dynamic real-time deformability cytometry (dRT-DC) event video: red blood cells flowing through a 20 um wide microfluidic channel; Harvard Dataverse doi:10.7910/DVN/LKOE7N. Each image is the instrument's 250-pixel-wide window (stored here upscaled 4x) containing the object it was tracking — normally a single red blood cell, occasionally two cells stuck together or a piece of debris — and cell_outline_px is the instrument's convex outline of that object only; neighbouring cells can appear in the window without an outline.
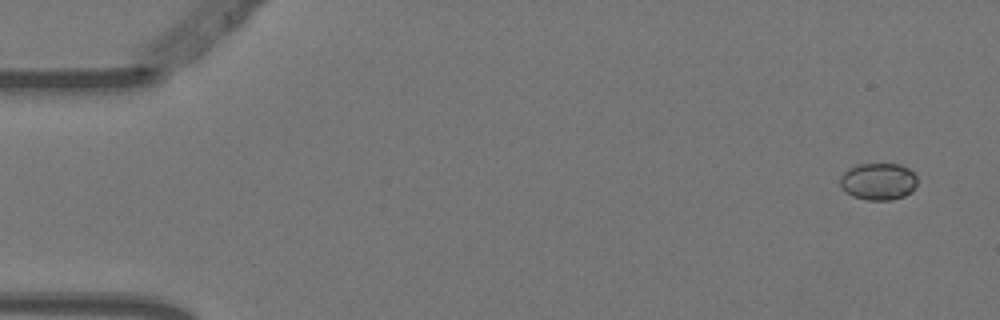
{"species": "Egyptian fruit bat (a non-hibernating species)", "species_latin": "Rousettus aegyptiacus", "temperature_condition": "warm", "stored_images_in_passage": 8, "camera_frame_rate_fps": 3000, "um_per_image_px": 0.085, "animal": {"sex": "female"}, "frame": {"image": 1, "passage_image": 1, "time_ms": 0.0, "image_size_px": [1000, 320], "cell_outline_px": [[916, 184], [912, 192], [904, 196], [892, 200], [868, 200], [852, 196], [840, 188], [840, 176], [848, 168], [860, 164], [900, 164], [908, 168], [916, 176]], "centroid_in_image_um": [74.64, 15.43], "position_along_channel_um": 10.4, "area_um2": 16.76}}
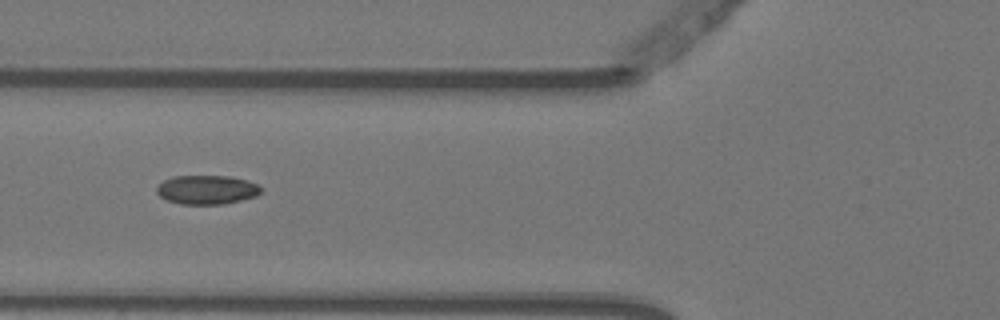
{"frame": {"image": 2, "passage_image": 6, "time_ms": 1.667, "image_size_px": [1000, 320], "cell_outline_px": [[260, 192], [256, 196], [224, 204], [180, 204], [168, 200], [160, 196], [156, 192], [156, 188], [164, 180], [172, 176], [232, 176], [248, 180], [256, 184], [260, 188]], "centroid_in_image_um": [17.57, 16.12], "position_along_channel_um": 108.2, "area_um2": 17.57}}
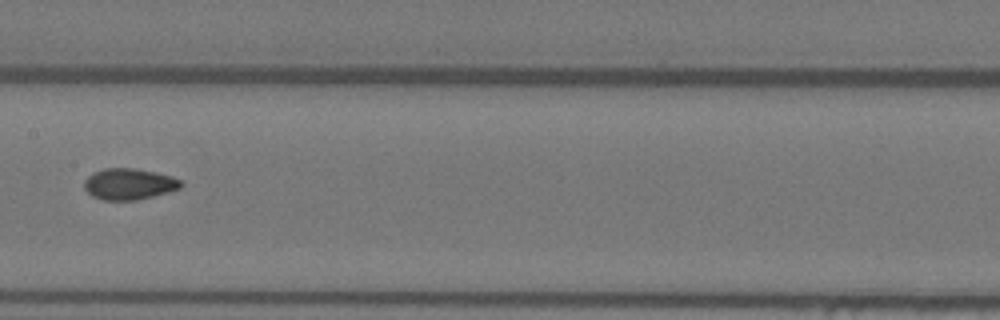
{"frame": {"image": 3, "passage_image": 8, "time_ms": 2.333, "image_size_px": [1000, 320], "cell_outline_px": [[184, 184], [180, 188], [152, 196], [136, 200], [104, 200], [92, 196], [84, 188], [84, 180], [88, 176], [104, 168], [136, 168], [156, 172], [172, 176], [180, 180]], "centroid_in_image_um": [10.97, 15.63], "position_along_channel_um": 196.4, "area_um2": 17.51}}